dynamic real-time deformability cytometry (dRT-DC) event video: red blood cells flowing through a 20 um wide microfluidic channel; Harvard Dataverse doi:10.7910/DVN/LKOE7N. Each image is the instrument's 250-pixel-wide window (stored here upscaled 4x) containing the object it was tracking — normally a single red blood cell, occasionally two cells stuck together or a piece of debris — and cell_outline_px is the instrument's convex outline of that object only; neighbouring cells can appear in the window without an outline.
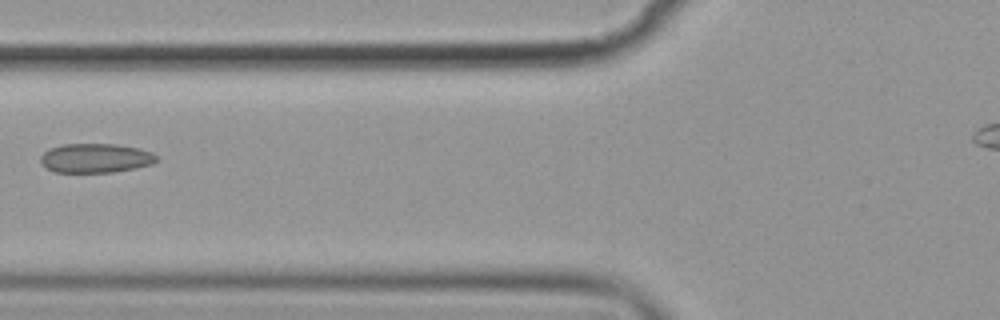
{"species": "common noctule bat (a hibernating species)", "species_latin": "Nyctalus noctula", "temperature_condition": "cold", "stored_images_in_passage": 3, "camera_frame_rate_fps": 3000, "um_per_image_px": 0.085, "animal": {"sex": "female", "body_mass_g": 19.9}, "frame": {"image": 1, "passage_image": 3, "time_ms": 2.333, "image_size_px": [1000, 320], "cell_outline_px": [[156, 160], [152, 164], [112, 172], [56, 172], [40, 164], [40, 156], [48, 148], [64, 144], [116, 144], [140, 148], [152, 152], [156, 156]], "centroid_in_image_um": [8.09, 13.43], "position_along_channel_um": 117.7, "area_um2": 19.71}}